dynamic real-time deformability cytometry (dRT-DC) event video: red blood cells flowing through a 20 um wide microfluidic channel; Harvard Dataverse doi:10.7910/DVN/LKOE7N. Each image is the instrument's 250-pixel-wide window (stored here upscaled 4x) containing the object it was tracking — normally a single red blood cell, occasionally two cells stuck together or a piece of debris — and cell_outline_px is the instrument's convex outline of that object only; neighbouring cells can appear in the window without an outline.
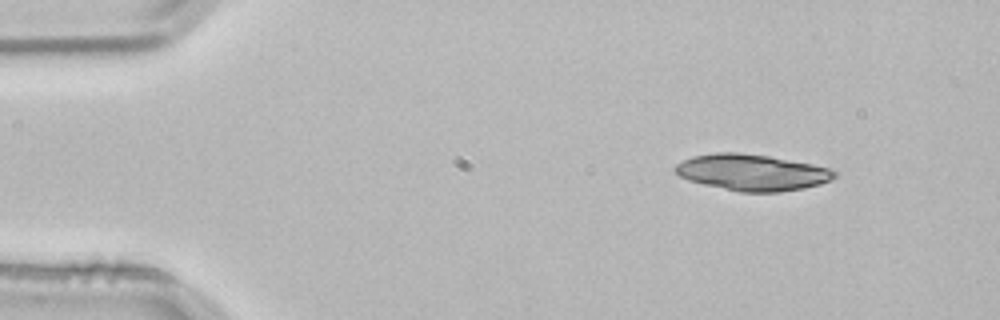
{"species": "common noctule bat (a hibernating species)", "species_latin": "Nyctalus noctula", "temperature_condition": "room temperature", "stored_images_in_passage": 3, "camera_frame_rate_fps": 3000, "um_per_image_px": 0.085, "animal": {"sex": "male", "body_mass_g": 21.5, "forearm_length_mm": 52.0}, "frame": {"image": 1, "passage_image": 1, "time_ms": 0.0, "image_size_px": [1000, 320], "cell_outline_px": [[836, 176], [820, 184], [804, 188], [780, 192], [740, 192], [704, 184], [688, 180], [680, 176], [672, 168], [676, 164], [692, 156], [716, 152], [740, 152], [768, 156], [812, 164], [828, 168], [836, 172]], "centroid_in_image_um": [63.89, 14.65], "position_along_channel_um": 21.1, "area_um2": 33.52}}